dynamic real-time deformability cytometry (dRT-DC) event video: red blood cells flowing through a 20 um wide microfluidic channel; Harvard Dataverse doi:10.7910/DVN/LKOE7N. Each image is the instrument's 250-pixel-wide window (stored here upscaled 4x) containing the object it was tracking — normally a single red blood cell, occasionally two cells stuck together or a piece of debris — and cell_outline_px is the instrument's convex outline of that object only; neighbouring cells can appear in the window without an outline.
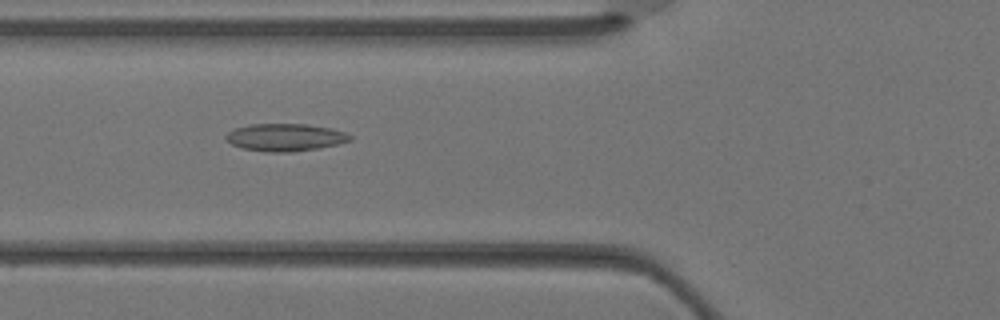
{"species": "Egyptian fruit bat (a non-hibernating species)", "species_latin": "Rousettus aegyptiacus", "temperature_condition": "warm", "stored_images_in_passage": 4, "camera_frame_rate_fps": 3000, "um_per_image_px": 0.085, "animal": {"sex": "female"}, "frame": {"image": 1, "passage_image": 4, "time_ms": 1.0, "image_size_px": [1000, 320], "cell_outline_px": [[352, 140], [320, 148], [292, 152], [264, 152], [244, 148], [232, 144], [224, 136], [228, 132], [236, 128], [252, 124], [308, 124], [332, 128], [344, 132], [352, 136]], "centroid_in_image_um": [24.27, 11.67], "position_along_channel_um": 101.5, "area_um2": 19.83}}